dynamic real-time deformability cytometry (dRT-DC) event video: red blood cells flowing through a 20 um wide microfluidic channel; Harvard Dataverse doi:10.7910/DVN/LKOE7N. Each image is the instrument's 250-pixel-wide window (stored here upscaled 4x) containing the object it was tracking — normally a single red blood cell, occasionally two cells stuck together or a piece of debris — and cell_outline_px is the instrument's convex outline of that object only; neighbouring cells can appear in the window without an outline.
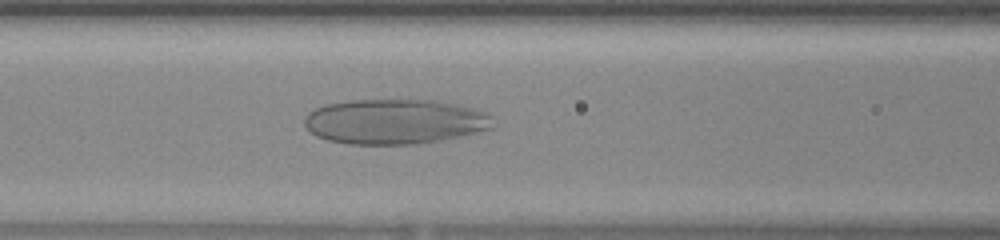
{"species": "human", "species_latin": "Homo sapiens", "temperature_condition": "warm", "stored_images_in_passage": 45, "camera_frame_rate_fps": 3000, "um_per_image_px": 0.085, "donor": {"sex": "female"}, "frame": {"image": 1, "passage_image": 19, "time_ms": 6.0, "image_size_px": [1000, 240], "cell_outline_px": [[496, 124], [492, 128], [460, 136], [440, 140], [416, 144], [348, 144], [328, 140], [316, 136], [304, 124], [304, 116], [308, 112], [324, 104], [352, 100], [440, 100], [460, 104], [476, 108], [496, 116]], "centroid_in_image_um": [33.63, 10.32], "position_along_channel_um": 133.0, "area_um2": 50.05}}
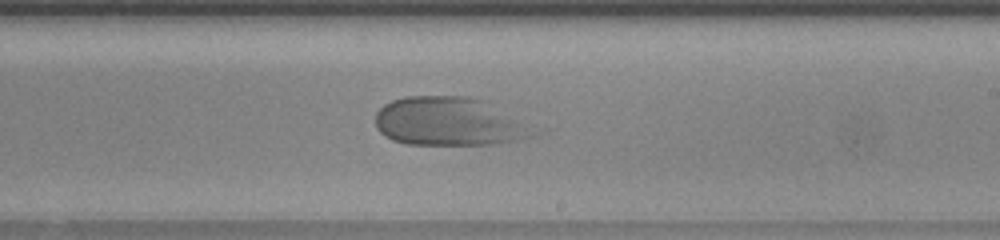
{"frame": {"image": 2, "passage_image": 27, "time_ms": 8.667, "image_size_px": [1000, 240], "cell_outline_px": [[544, 132], [536, 136], [496, 144], [408, 144], [392, 140], [384, 136], [376, 128], [376, 112], [384, 104], [392, 100], [404, 96], [468, 96], [492, 100]], "centroid_in_image_um": [38.31, 10.31], "position_along_channel_um": 250.7, "area_um2": 46.18}}
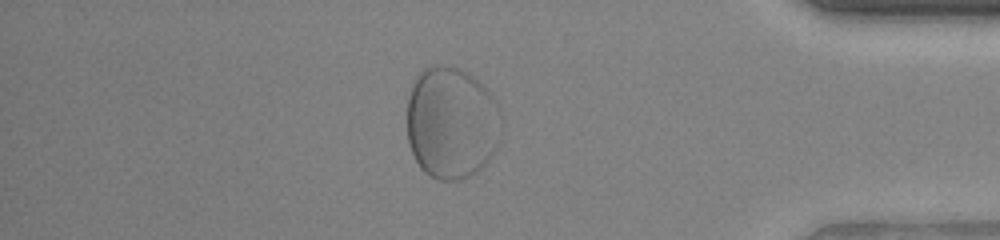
{"frame": {"image": 3, "passage_image": 39, "time_ms": 12.667, "image_size_px": [1000, 240], "cell_outline_px": [[496, 148], [492, 156], [472, 176], [456, 180], [440, 180], [428, 176], [420, 168], [408, 144], [408, 96], [412, 84], [420, 72], [424, 68], [436, 64], [460, 68], [468, 72], [488, 92], [496, 104]], "centroid_in_image_um": [38.29, 10.45], "position_along_channel_um": 396.9, "area_um2": 60.81}}